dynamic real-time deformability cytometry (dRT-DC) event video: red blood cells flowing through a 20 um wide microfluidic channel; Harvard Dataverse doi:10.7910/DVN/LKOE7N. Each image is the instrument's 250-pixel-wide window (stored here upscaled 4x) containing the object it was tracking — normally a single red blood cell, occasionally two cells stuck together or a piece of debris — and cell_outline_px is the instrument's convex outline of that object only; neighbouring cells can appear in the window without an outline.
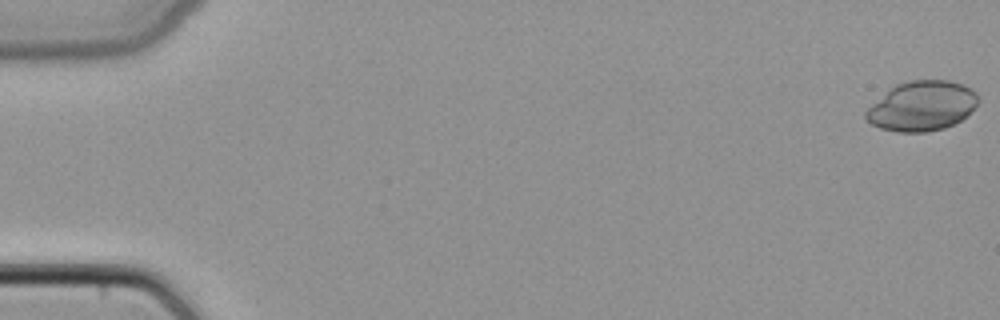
{"species": "common noctule bat (a hibernating species)", "species_latin": "Nyctalus noctula", "temperature_condition": "cold", "stored_images_in_passage": 48, "camera_frame_rate_fps": 3000, "um_per_image_px": 0.085, "animal": {"sex": "female", "body_mass_g": 22.7, "forearm_length_mm": 54.2}, "frame": {"image": 1, "passage_image": 1, "time_ms": 0.0, "image_size_px": [1000, 320], "cell_outline_px": [[980, 100], [960, 120], [944, 128], [924, 132], [896, 132], [880, 128], [872, 124], [864, 116], [864, 112], [872, 104], [896, 84], [908, 80], [948, 80], [964, 84], [972, 88], [976, 92]], "centroid_in_image_um": [78.36, 9.0], "position_along_channel_um": 6.6, "area_um2": 32.37}}
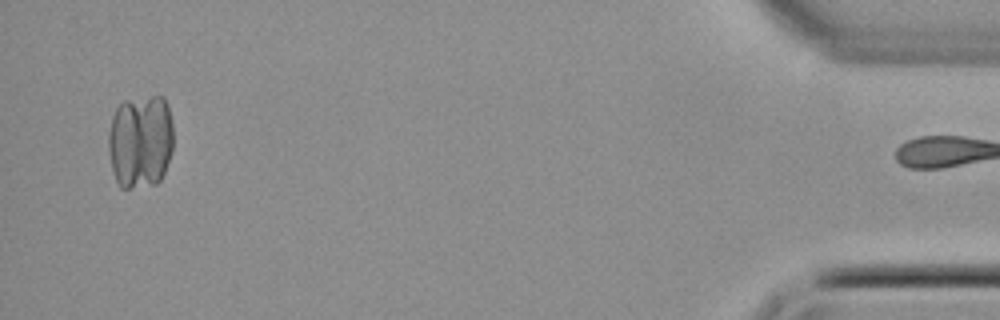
{"frame": {"image": 2, "passage_image": 47, "time_ms": 15.333, "image_size_px": [1000, 320], "cell_outline_px": [[172, 152], [164, 172], [160, 180], [156, 184], [128, 188], [120, 188], [116, 180], [112, 168], [108, 148], [108, 132], [112, 116], [116, 108], [124, 100], [152, 96], [164, 96], [168, 104], [172, 124]], "centroid_in_image_um": [11.93, 12.0], "position_along_channel_um": 423.3, "area_um2": 35.95}}